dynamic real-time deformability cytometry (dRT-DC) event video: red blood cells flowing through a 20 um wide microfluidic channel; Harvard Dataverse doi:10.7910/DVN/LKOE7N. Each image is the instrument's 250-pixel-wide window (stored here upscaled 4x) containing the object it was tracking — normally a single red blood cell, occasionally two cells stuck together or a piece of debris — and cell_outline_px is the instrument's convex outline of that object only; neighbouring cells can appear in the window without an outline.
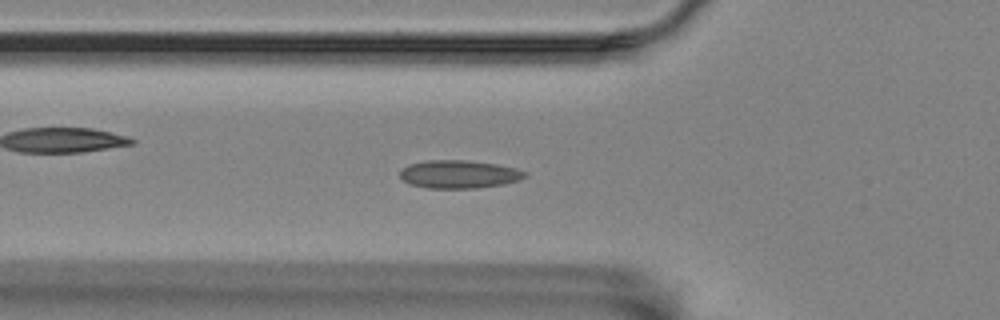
{"species": "Egyptian fruit bat (a non-hibernating species)", "species_latin": "Rousettus aegyptiacus", "temperature_condition": "room temperature", "stored_images_in_passage": 57, "camera_frame_rate_fps": 3000, "um_per_image_px": 0.085, "animal": {"sex": "female"}, "frame": {"image": 1, "passage_image": 19, "time_ms": 6.0, "image_size_px": [1000, 320], "cell_outline_px": [[528, 176], [520, 180], [504, 184], [476, 188], [428, 188], [412, 184], [404, 180], [400, 176], [400, 172], [408, 164], [428, 160], [464, 160], [496, 164], [516, 168], [528, 172]], "centroid_in_image_um": [39.07, 14.81], "position_along_channel_um": 86.7, "area_um2": 20.4}}
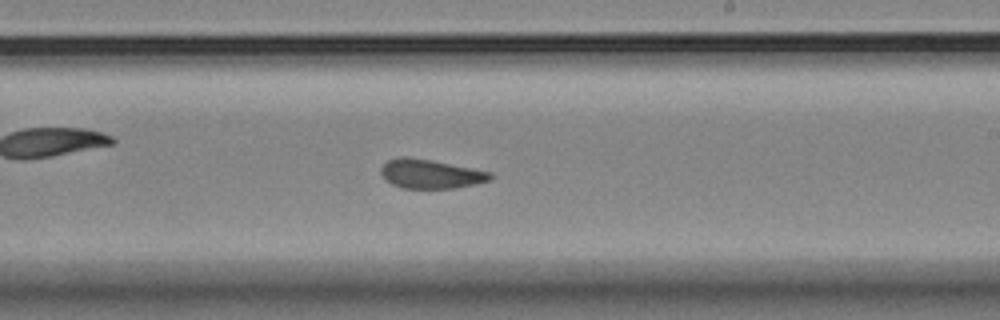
{"frame": {"image": 2, "passage_image": 33, "time_ms": 10.667, "image_size_px": [1000, 320], "cell_outline_px": [[492, 180], [476, 184], [456, 188], [400, 188], [392, 184], [380, 172], [380, 168], [388, 160], [400, 156], [408, 156], [432, 160], [492, 172]], "centroid_in_image_um": [36.62, 14.78], "position_along_channel_um": 252.4, "area_um2": 18.61}}
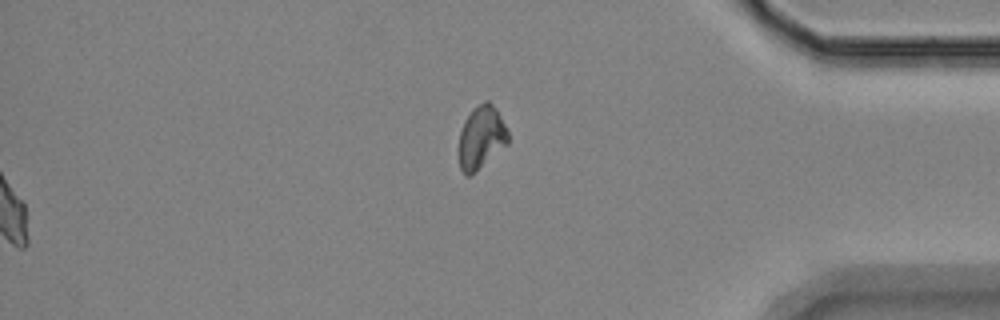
{"frame": {"image": 3, "passage_image": 57, "time_ms": 18.667, "image_size_px": [1000, 320], "cell_outline_px": [[508, 144], [468, 176], [464, 176], [460, 168], [460, 132], [464, 120], [472, 108], [484, 100], [488, 100], [496, 108], [508, 132]], "centroid_in_image_um": [40.9, 11.63], "position_along_channel_um": 394.3, "area_um2": 17.74}, "authors_computed_cell_mechanics": {"area_um2": 19.1318, "velocity_mm_per_s": 3.5335, "shape_relaxation_time_tau1_ms": null, "shape_relaxation_time_tau2_ms": 1.7017, "deformation_change_tau1": null, "deformation_change_tau2": 0.0879}}